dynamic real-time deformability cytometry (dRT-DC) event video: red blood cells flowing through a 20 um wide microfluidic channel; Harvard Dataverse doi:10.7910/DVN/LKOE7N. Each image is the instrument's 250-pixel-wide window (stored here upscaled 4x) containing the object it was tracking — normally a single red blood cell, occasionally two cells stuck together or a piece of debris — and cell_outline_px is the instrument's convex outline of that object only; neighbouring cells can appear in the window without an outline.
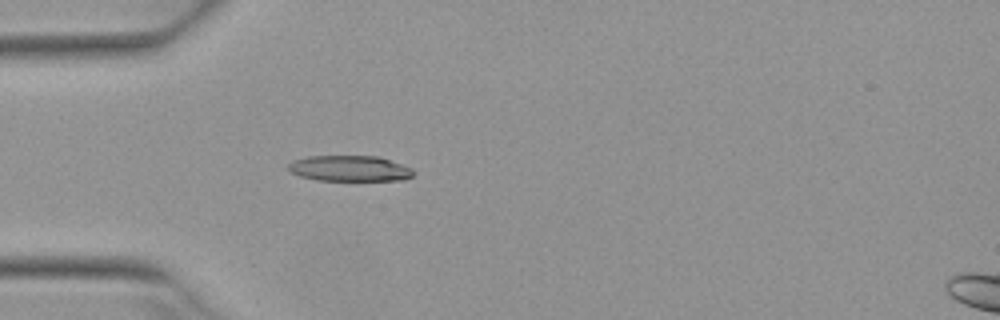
{"species": "Egyptian fruit bat (a non-hibernating species)", "species_latin": "Rousettus aegyptiacus", "temperature_condition": "warm", "stored_images_in_passage": 3, "camera_frame_rate_fps": 3000, "um_per_image_px": 0.085, "animal": {"sex": "female"}, "frame": {"image": 1, "passage_image": 3, "time_ms": 0.667, "image_size_px": [1000, 320], "cell_outline_px": [[412, 176], [404, 180], [316, 180], [300, 176], [288, 172], [288, 164], [292, 160], [308, 156], [380, 156], [412, 168]], "centroid_in_image_um": [29.68, 14.31], "position_along_channel_um": 55.3, "area_um2": 18.84}}